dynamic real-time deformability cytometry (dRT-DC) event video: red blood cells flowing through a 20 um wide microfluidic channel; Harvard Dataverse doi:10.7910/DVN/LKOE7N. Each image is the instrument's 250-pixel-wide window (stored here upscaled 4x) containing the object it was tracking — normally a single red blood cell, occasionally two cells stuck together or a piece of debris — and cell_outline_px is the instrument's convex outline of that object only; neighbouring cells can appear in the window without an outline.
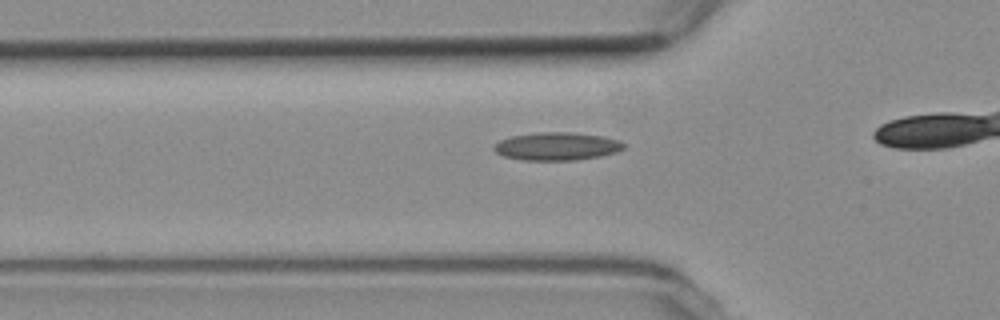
{"species": "common noctule bat (a hibernating species)", "species_latin": "Nyctalus noctula", "temperature_condition": "room temperature", "stored_images_in_passage": 25, "camera_frame_rate_fps": 3000, "um_per_image_px": 0.085, "animal": {"sex": "female", "body_mass_g": 19.3, "forearm_length_mm": 54.1}, "frame": {"image": 1, "passage_image": 4, "time_ms": 1.0, "image_size_px": [1000, 320], "cell_outline_px": [[624, 148], [616, 152], [600, 156], [576, 160], [524, 160], [504, 156], [496, 152], [492, 148], [500, 140], [512, 136], [540, 132], [572, 132], [604, 136], [620, 140], [624, 144]], "centroid_in_image_um": [47.36, 12.43], "position_along_channel_um": 78.4, "area_um2": 21.1}}
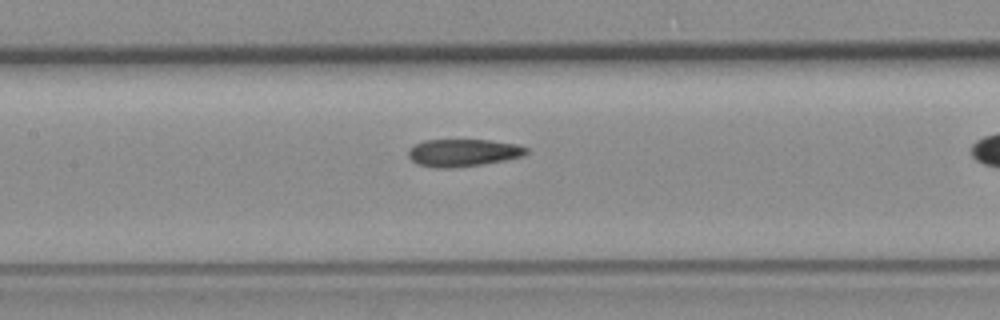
{"frame": {"image": 2, "passage_image": 11, "time_ms": 3.333, "image_size_px": [1000, 320], "cell_outline_px": [[528, 152], [524, 156], [484, 164], [452, 168], [436, 168], [420, 164], [412, 160], [408, 156], [408, 152], [416, 144], [424, 140], [488, 140], [516, 144], [528, 148]], "centroid_in_image_um": [39.4, 12.98], "position_along_channel_um": 168.0, "area_um2": 18.73}}
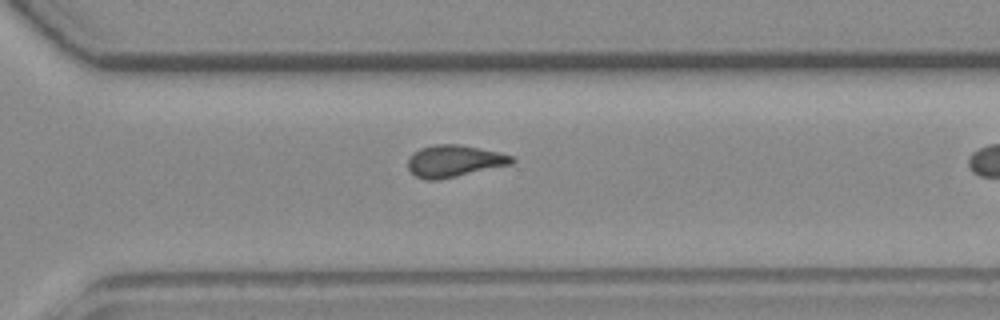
{"frame": {"image": 3, "passage_image": 24, "time_ms": 7.667, "image_size_px": [1000, 320], "cell_outline_px": [[516, 160], [512, 164], [456, 176], [436, 180], [424, 180], [416, 176], [408, 168], [408, 156], [412, 152], [420, 148], [432, 144], [460, 144], [500, 152], [512, 156]], "centroid_in_image_um": [38.58, 13.67], "position_along_channel_um": 332.0, "area_um2": 19.42}}